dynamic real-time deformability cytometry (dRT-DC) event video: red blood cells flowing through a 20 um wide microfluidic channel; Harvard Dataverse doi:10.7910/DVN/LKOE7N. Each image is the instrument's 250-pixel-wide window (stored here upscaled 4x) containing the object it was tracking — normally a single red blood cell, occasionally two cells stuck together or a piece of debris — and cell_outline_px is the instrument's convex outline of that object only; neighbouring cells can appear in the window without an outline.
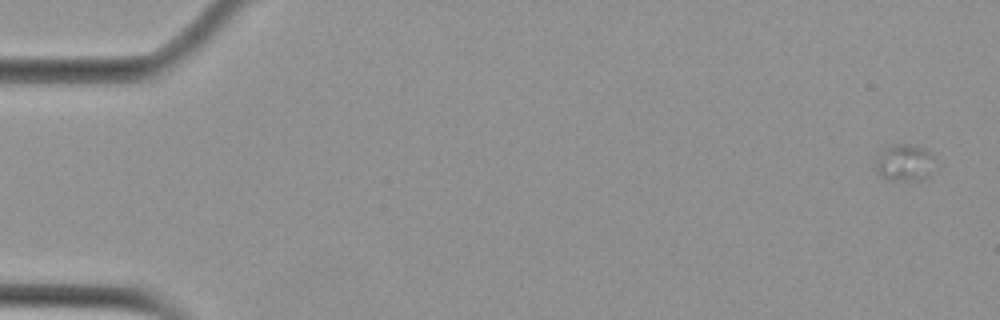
{"species": "Egyptian fruit bat (a non-hibernating species)", "species_latin": "Rousettus aegyptiacus", "temperature_condition": "cold", "stored_images_in_passage": 4, "camera_frame_rate_fps": 3000, "um_per_image_px": 0.085, "animal": {"sex": "female"}, "frame": {"image": 1, "passage_image": 1, "time_ms": 0.0, "image_size_px": [1000, 320], "cell_outline_px": [[932, 156], [928, 176], [924, 180], [888, 180], [880, 176], [876, 172], [876, 160], [880, 148], [888, 144], [912, 144], [928, 148], [932, 152]], "centroid_in_image_um": [76.82, 13.79], "position_along_channel_um": 8.2, "area_um2": 13.01}}